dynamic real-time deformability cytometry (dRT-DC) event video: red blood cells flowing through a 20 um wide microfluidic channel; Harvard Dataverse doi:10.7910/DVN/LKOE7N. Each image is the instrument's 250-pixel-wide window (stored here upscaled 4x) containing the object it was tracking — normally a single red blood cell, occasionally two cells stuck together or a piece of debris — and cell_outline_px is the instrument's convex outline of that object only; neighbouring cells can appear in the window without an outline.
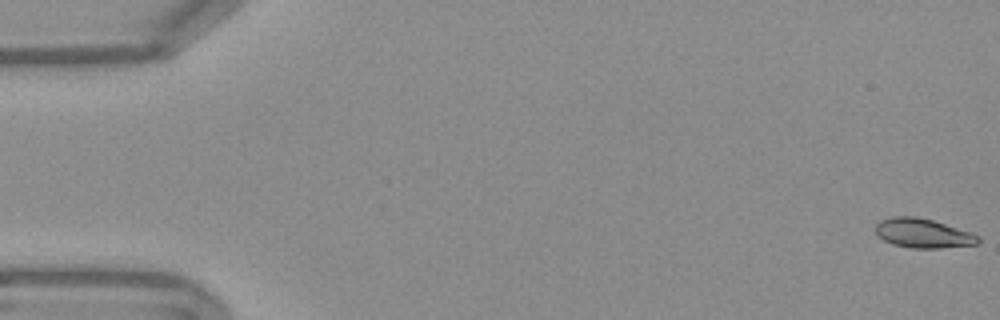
{"species": "Egyptian fruit bat (a non-hibernating species)", "species_latin": "Rousettus aegyptiacus", "temperature_condition": "warm", "stored_images_in_passage": 54, "camera_frame_rate_fps": 3000, "um_per_image_px": 0.085, "frame": {"image": 1, "passage_image": 1, "time_ms": 0.0, "image_size_px": [1000, 320], "cell_outline_px": [[980, 240], [976, 244], [940, 248], [912, 248], [892, 244], [884, 240], [876, 232], [876, 224], [880, 220], [892, 216], [916, 216], [932, 220], [980, 236]], "centroid_in_image_um": [78.42, 19.82], "position_along_channel_um": 6.6, "area_um2": 17.28}}
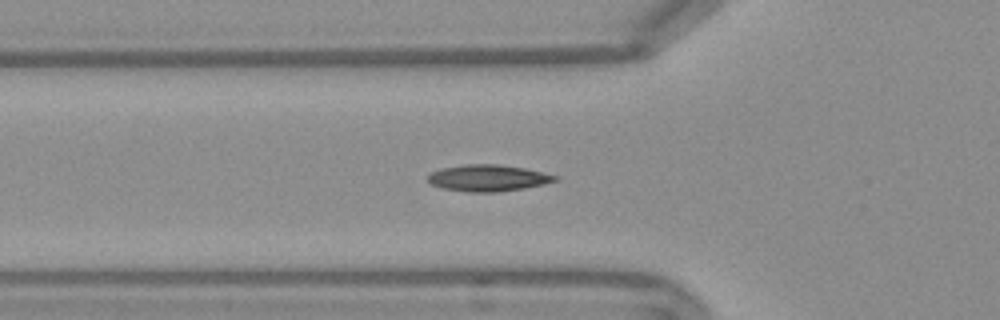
{"frame": {"image": 2, "passage_image": 19, "time_ms": 6.0, "image_size_px": [1000, 320], "cell_outline_px": [[560, 180], [544, 184], [524, 188], [496, 192], [468, 192], [440, 188], [432, 184], [428, 180], [428, 176], [432, 172], [440, 168], [464, 164], [496, 164], [524, 168], [560, 176]], "centroid_in_image_um": [41.5, 15.13], "position_along_channel_um": 84.3, "area_um2": 19.77}}
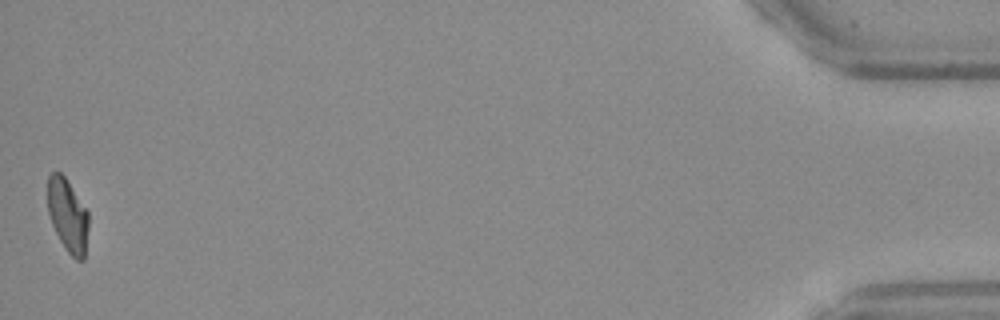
{"frame": {"image": 3, "passage_image": 54, "time_ms": 17.667, "image_size_px": [1000, 320], "cell_outline_px": [[88, 228], [84, 260], [76, 260], [64, 248], [52, 224], [48, 212], [48, 176], [52, 172], [60, 172], [64, 176], [88, 212]], "centroid_in_image_um": [5.75, 18.33], "position_along_channel_um": 429.4, "area_um2": 17.22}, "authors_computed_cell_mechanics": {"area_um2": 18.1781, "velocity_mm_per_s": 3.7739, "shape_relaxation_time_tau1_ms": 9.0347, "shape_relaxation_time_tau2_ms": 1.5013, "deformation_change_tau1": 0.2235, "deformation_change_tau2": 0.0524}}